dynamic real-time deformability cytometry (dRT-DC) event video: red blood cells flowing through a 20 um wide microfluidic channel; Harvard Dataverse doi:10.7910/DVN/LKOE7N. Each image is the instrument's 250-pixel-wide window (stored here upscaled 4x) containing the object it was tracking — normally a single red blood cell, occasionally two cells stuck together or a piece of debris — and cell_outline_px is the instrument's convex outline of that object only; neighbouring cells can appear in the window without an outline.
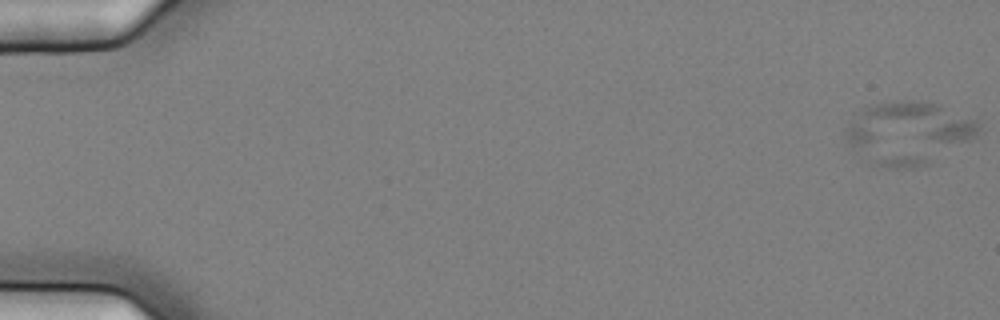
{"species": "common noctule bat (a hibernating species)", "species_latin": "Nyctalus noctula", "temperature_condition": "cold", "stored_images_in_passage": 57, "camera_frame_rate_fps": 3000, "um_per_image_px": 0.085, "animal": {"sex": "female", "body_mass_g": 25.1}, "frame": {"image": 1, "passage_image": 1, "time_ms": 0.0, "image_size_px": [1000, 320], "cell_outline_px": [[984, 132], [976, 140], [928, 164], [912, 168], [884, 168], [868, 164], [844, 140], [844, 132], [848, 124], [860, 108], [868, 104], [904, 100], [912, 100], [940, 104], [980, 120]], "centroid_in_image_um": [77.27, 11.31], "position_along_channel_um": 7.7, "area_um2": 50.46}}
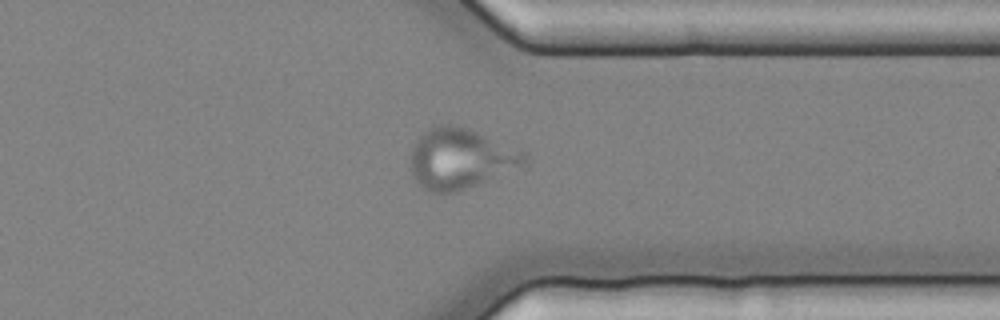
{"frame": {"image": 2, "passage_image": 45, "time_ms": 14.667, "image_size_px": [1000, 320], "cell_outline_px": [[528, 164], [456, 192], [428, 192], [416, 180], [412, 172], [412, 148], [416, 140], [428, 128], [440, 124], [448, 124], [468, 128], [520, 148], [528, 152]], "centroid_in_image_um": [39.2, 13.46], "position_along_channel_um": 372.2, "area_um2": 40.06}}
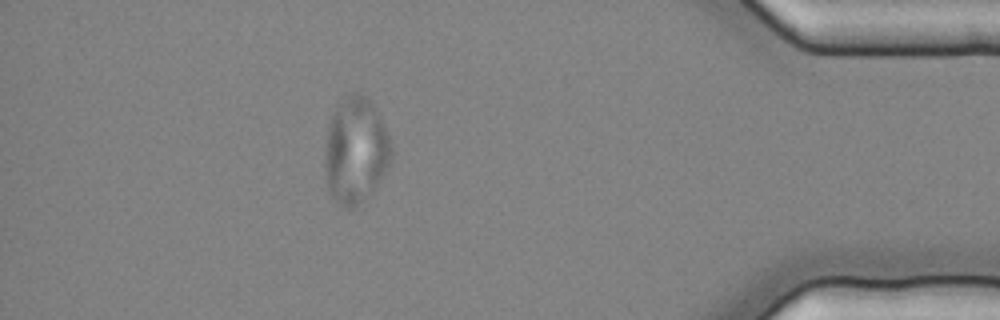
{"frame": {"image": 3, "passage_image": 51, "time_ms": 16.667, "image_size_px": [1000, 320], "cell_outline_px": [[392, 156], [388, 164], [372, 188], [352, 212], [348, 212], [340, 208], [336, 204], [328, 192], [324, 176], [324, 144], [328, 124], [336, 108], [352, 92], [360, 92], [368, 96], [376, 108], [380, 116], [388, 136], [392, 148]], "centroid_in_image_um": [30.16, 12.83], "position_along_channel_um": 405.0, "area_um2": 41.44}}